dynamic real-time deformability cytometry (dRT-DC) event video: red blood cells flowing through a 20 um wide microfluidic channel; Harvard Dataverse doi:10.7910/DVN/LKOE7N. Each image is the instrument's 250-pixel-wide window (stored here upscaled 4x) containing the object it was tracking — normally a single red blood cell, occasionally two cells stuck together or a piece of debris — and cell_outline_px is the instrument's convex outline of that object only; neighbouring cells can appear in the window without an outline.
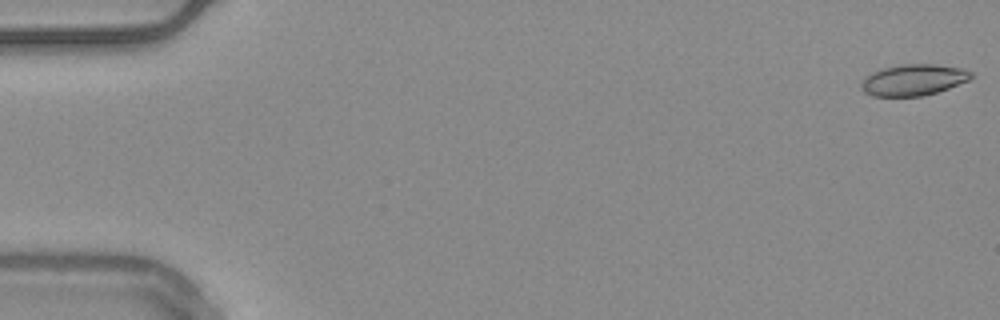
{"species": "common noctule bat (a hibernating species)", "species_latin": "Nyctalus noctula", "temperature_condition": "warm", "stored_images_in_passage": 55, "camera_frame_rate_fps": 3000, "um_per_image_px": 0.085, "animal": {"sex": "male", "body_mass_g": 20.4}, "frame": {"image": 1, "passage_image": 1, "time_ms": 0.0, "image_size_px": [1000, 320], "cell_outline_px": [[972, 76], [968, 80], [948, 88], [924, 96], [872, 96], [864, 92], [860, 88], [860, 84], [864, 76], [872, 72], [884, 68], [900, 64], [932, 64], [964, 68], [972, 72]], "centroid_in_image_um": [77.6, 6.79], "position_along_channel_um": 7.4, "area_um2": 20.06}}
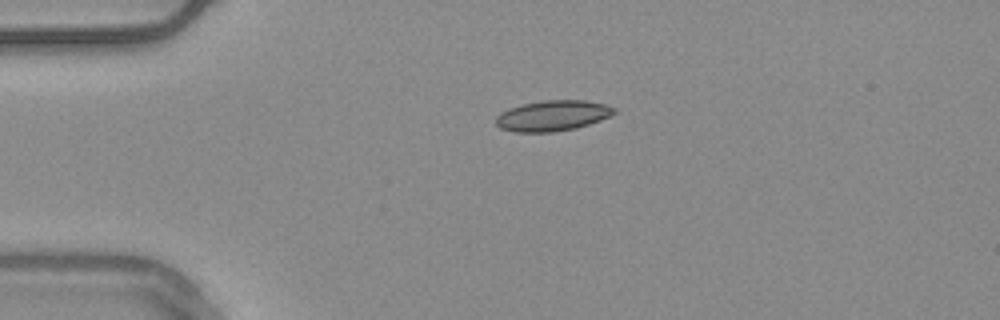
{"frame": {"image": 2, "passage_image": 13, "time_ms": 4.0, "image_size_px": [1000, 320], "cell_outline_px": [[616, 112], [600, 120], [576, 128], [552, 132], [516, 132], [500, 128], [496, 124], [496, 116], [500, 112], [508, 108], [524, 104], [544, 100], [584, 100], [604, 104], [616, 108]], "centroid_in_image_um": [46.94, 9.83], "position_along_channel_um": 38.1, "area_um2": 20.98}}
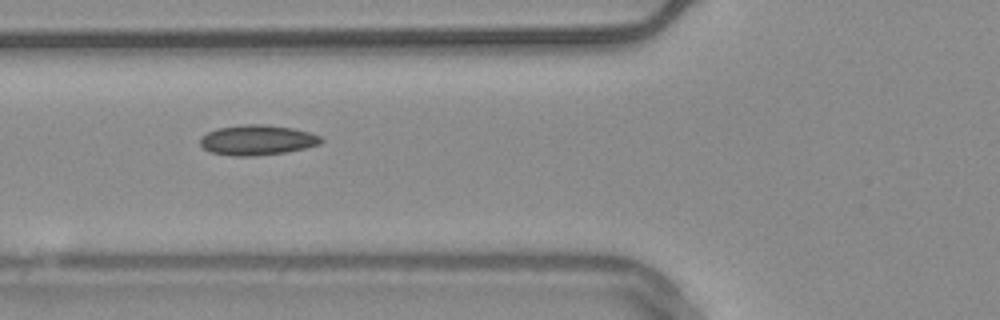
{"frame": {"image": 3, "passage_image": 21, "time_ms": 6.667, "image_size_px": [1000, 320], "cell_outline_px": [[324, 140], [320, 144], [304, 148], [284, 152], [252, 156], [232, 156], [208, 152], [200, 144], [200, 136], [216, 128], [244, 124], [264, 124], [292, 128], [308, 132], [320, 136]], "centroid_in_image_um": [21.82, 11.9], "position_along_channel_um": 104.0, "area_um2": 21.27}, "authors_computed_cell_mechanics": {"area_um2": 19.8832, "velocity_mm_per_s": 3.7524, "shape_relaxation_time_tau1_ms": null, "shape_relaxation_time_tau2_ms": 4.4386, "deformation_change_tau1": null, "deformation_change_tau2": 0.0825}}